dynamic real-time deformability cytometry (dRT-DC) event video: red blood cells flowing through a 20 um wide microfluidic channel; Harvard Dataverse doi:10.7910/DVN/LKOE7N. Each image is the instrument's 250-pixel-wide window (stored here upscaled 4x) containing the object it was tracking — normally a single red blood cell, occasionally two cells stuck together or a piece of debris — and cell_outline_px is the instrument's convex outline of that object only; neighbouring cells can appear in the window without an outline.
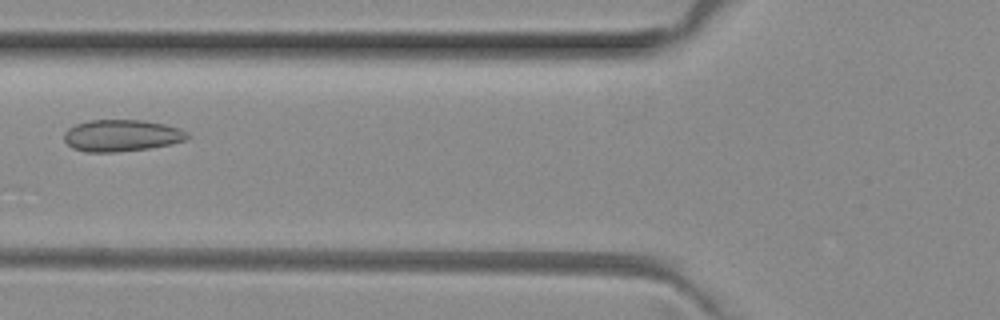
{"species": "common noctule bat (a hibernating species)", "species_latin": "Nyctalus noctula", "temperature_condition": "room temperature", "stored_images_in_passage": 3, "camera_frame_rate_fps": 3000, "um_per_image_px": 0.085, "animal": {"sex": "female", "body_mass_g": 29.2, "forearm_length_mm": 56.3}, "frame": {"image": 1, "passage_image": 3, "time_ms": 0.667, "image_size_px": [1000, 320], "cell_outline_px": [[192, 136], [184, 140], [172, 144], [148, 148], [116, 152], [84, 152], [72, 148], [64, 140], [64, 132], [68, 128], [76, 124], [88, 120], [144, 120], [164, 124], [180, 128], [188, 132]], "centroid_in_image_um": [10.34, 11.52], "position_along_channel_um": 115.5, "area_um2": 23.0}}